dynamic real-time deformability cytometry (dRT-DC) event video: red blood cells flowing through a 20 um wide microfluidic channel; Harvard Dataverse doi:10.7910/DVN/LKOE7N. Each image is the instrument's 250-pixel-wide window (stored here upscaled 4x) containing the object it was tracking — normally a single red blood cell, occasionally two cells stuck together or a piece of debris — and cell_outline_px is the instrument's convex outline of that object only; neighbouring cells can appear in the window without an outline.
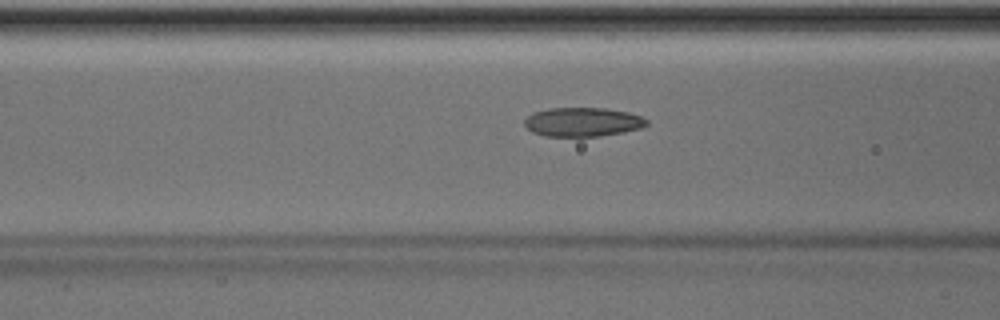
{"species": "Egyptian fruit bat (a non-hibernating species)", "species_latin": "Rousettus aegyptiacus", "temperature_condition": "room temperature", "stored_images_in_passage": 13, "camera_frame_rate_fps": 3000, "um_per_image_px": 0.085, "animal": {"sex": "male"}, "frame": {"image": 1, "passage_image": 11, "time_ms": 3.333, "image_size_px": [1000, 320], "cell_outline_px": [[648, 124], [640, 128], [624, 132], [600, 136], [544, 136], [532, 132], [524, 124], [524, 120], [532, 112], [548, 108], [604, 108], [628, 112], [640, 116], [648, 120]], "centroid_in_image_um": [49.51, 10.37], "position_along_channel_um": 117.1, "area_um2": 20.69}}